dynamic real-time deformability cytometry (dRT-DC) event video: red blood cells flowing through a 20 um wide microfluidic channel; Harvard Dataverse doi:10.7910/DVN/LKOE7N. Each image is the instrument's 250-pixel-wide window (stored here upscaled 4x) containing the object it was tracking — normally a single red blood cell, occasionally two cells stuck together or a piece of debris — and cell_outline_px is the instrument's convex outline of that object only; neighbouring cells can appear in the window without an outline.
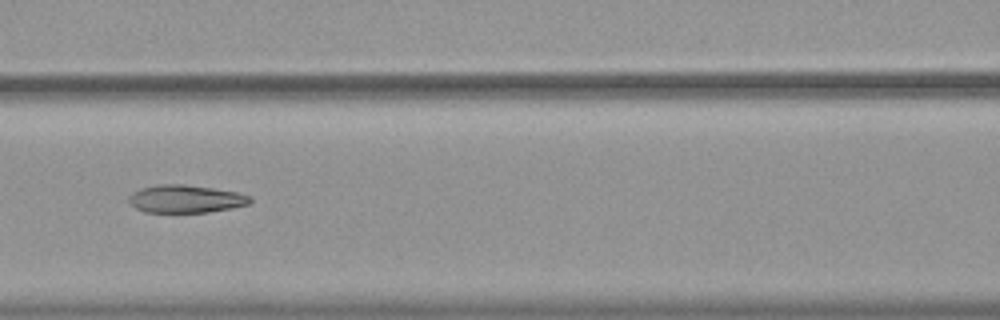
{"species": "common noctule bat (a hibernating species)", "species_latin": "Nyctalus noctula", "temperature_condition": "warm", "stored_images_in_passage": 19, "camera_frame_rate_fps": 3000, "um_per_image_px": 0.085, "animal": {"sex": "female", "body_mass_g": 19.9}, "frame": {"image": 1, "passage_image": 9, "time_ms": 2.667, "image_size_px": [1000, 320], "cell_outline_px": [[252, 200], [248, 204], [232, 208], [208, 212], [144, 212], [128, 204], [128, 196], [132, 192], [140, 188], [160, 184], [184, 184], [212, 188], [236, 192], [248, 196]], "centroid_in_image_um": [15.71, 16.9], "position_along_channel_um": 150.9, "area_um2": 19.65}}